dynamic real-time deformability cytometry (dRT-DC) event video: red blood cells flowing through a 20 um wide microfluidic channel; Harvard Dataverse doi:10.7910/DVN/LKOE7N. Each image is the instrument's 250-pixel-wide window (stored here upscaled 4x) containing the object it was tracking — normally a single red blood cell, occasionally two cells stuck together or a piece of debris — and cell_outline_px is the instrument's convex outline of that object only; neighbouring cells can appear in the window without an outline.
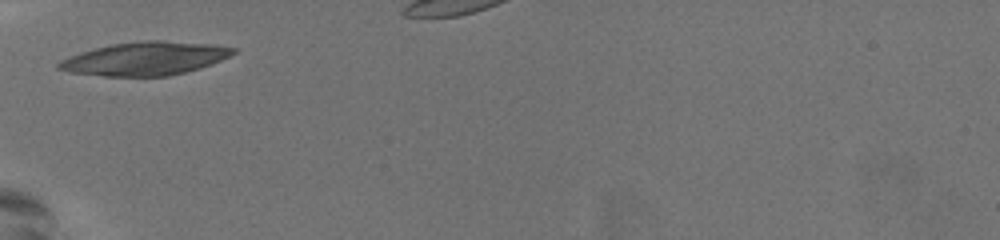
{"species": "common noctule bat (a hibernating species)", "species_latin": "Nyctalus noctula", "temperature_condition": "warm", "stored_images_in_passage": 7, "camera_frame_rate_fps": 3000, "um_per_image_px": 0.085, "animal": {"sex": "female", "body_mass_g": 19.5, "forearm_length_mm": 54.1}, "frame": {"image": 1, "passage_image": 1, "time_ms": 0.0, "image_size_px": [1000, 240], "cell_outline_px": [[236, 52], [212, 64], [200, 68], [168, 76], [104, 76], [68, 72], [56, 68], [56, 64], [60, 60], [68, 56], [80, 52], [112, 44], [144, 40], [160, 40], [216, 44], [236, 48]], "centroid_in_image_um": [12.32, 4.97], "position_along_channel_um": 72.7, "area_um2": 33.99}}